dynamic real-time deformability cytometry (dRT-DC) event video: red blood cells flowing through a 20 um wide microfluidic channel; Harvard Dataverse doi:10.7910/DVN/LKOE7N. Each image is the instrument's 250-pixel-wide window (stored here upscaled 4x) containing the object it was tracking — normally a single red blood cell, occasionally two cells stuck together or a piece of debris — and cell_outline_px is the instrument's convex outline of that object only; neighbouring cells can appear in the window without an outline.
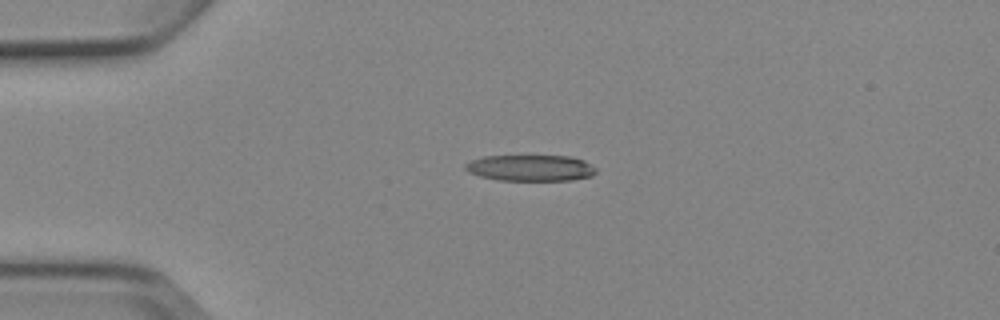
{"species": "Egyptian fruit bat (a non-hibernating species)", "species_latin": "Rousettus aegyptiacus", "temperature_condition": "cold", "stored_images_in_passage": 3, "camera_frame_rate_fps": 3000, "um_per_image_px": 0.085, "animal": {"sex": "female"}, "frame": {"image": 1, "passage_image": 1, "time_ms": 0.0, "image_size_px": [1000, 320], "cell_outline_px": [[596, 172], [592, 176], [572, 180], [500, 180], [480, 176], [468, 172], [464, 168], [464, 164], [472, 160], [484, 156], [572, 156], [584, 160], [596, 168]], "centroid_in_image_um": [45.11, 14.27], "position_along_channel_um": 39.9, "area_um2": 19.94}}
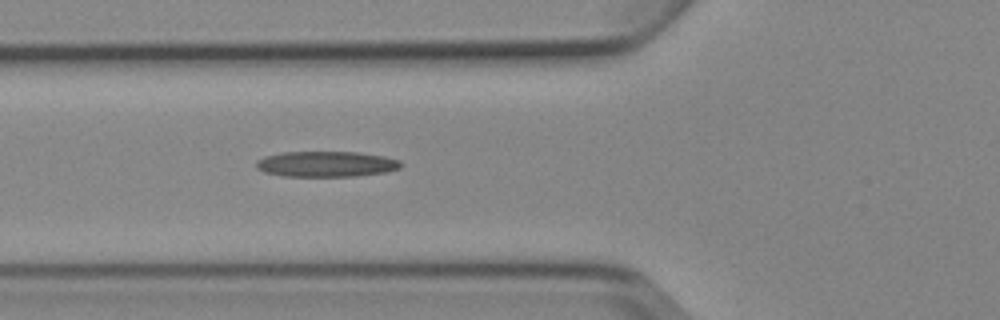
{"frame": {"image": 2, "passage_image": 3, "time_ms": 2.333, "image_size_px": [1000, 320], "cell_outline_px": [[400, 168], [388, 172], [356, 176], [284, 176], [264, 172], [256, 168], [256, 160], [264, 156], [284, 152], [356, 152], [384, 156], [400, 160]], "centroid_in_image_um": [27.72, 13.94], "position_along_channel_um": 98.1, "area_um2": 21.62}}